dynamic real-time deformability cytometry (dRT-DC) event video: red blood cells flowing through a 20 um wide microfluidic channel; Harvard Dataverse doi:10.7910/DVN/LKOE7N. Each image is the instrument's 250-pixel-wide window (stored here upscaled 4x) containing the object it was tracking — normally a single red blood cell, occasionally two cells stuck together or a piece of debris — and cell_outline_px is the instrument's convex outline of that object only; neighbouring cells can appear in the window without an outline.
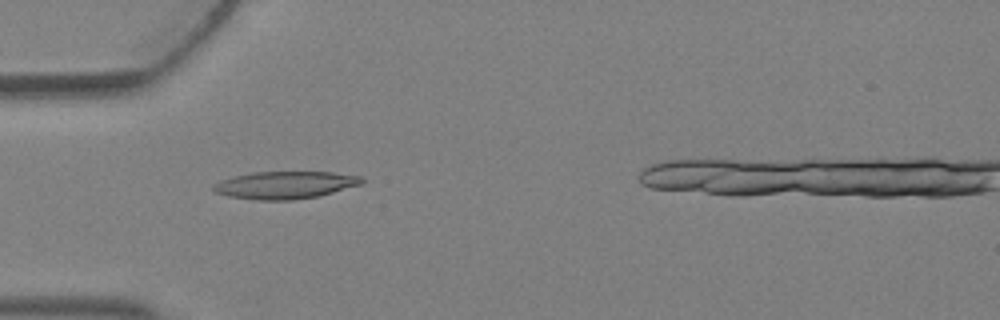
{"species": "Egyptian fruit bat (a non-hibernating species)", "species_latin": "Rousettus aegyptiacus", "temperature_condition": "warm", "stored_images_in_passage": 3, "camera_frame_rate_fps": 3000, "um_per_image_px": 0.085, "animal": {"sex": "female"}, "frame": {"image": 1, "passage_image": 3, "time_ms": 0.667, "image_size_px": [1000, 320], "cell_outline_px": [[364, 180], [360, 184], [320, 196], [292, 200], [256, 200], [228, 196], [216, 192], [212, 188], [212, 184], [220, 180], [252, 172], [332, 172], [364, 176]], "centroid_in_image_um": [24.24, 15.72], "position_along_channel_um": 60.8, "area_um2": 23.76}}